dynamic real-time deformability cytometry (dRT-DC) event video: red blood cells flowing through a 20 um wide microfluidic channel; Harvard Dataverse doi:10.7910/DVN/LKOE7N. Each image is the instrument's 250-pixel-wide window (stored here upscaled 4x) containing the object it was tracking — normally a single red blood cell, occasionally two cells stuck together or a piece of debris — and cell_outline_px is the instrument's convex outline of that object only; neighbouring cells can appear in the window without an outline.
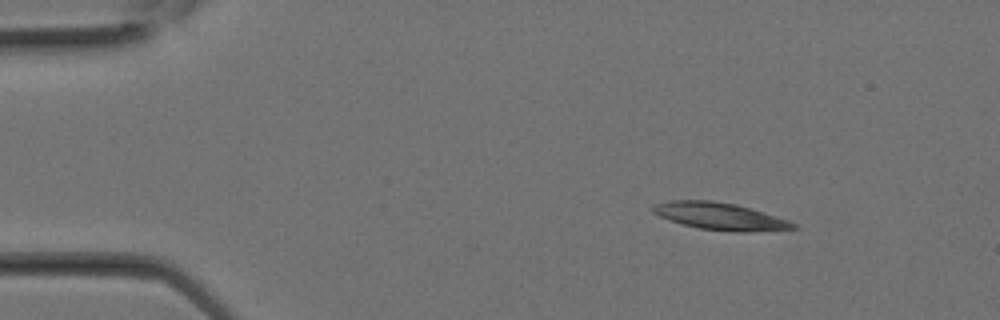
{"species": "Egyptian fruit bat (a non-hibernating species)", "species_latin": "Rousettus aegyptiacus", "temperature_condition": "room temperature", "stored_images_in_passage": 7, "camera_frame_rate_fps": 3000, "um_per_image_px": 0.085, "animal": {"sex": "female"}, "frame": {"image": 1, "passage_image": 1, "time_ms": 0.0, "image_size_px": [1000, 320], "cell_outline_px": [[800, 228], [744, 232], [736, 232], [700, 228], [668, 220], [652, 212], [652, 204], [668, 200], [712, 200], [736, 204], [788, 220], [796, 224]], "centroid_in_image_um": [61.16, 18.37], "position_along_channel_um": 23.8, "area_um2": 22.08}}
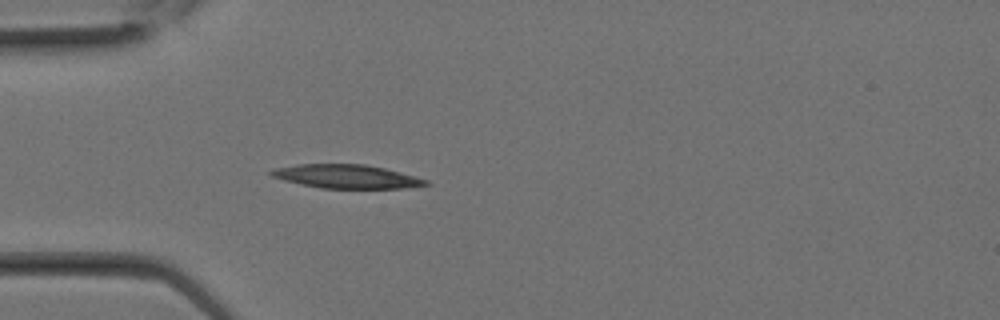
{"frame": {"image": 2, "passage_image": 5, "time_ms": 1.333, "image_size_px": [1000, 320], "cell_outline_px": [[432, 184], [404, 188], [320, 188], [300, 184], [284, 180], [272, 176], [268, 172], [276, 168], [296, 164], [364, 164], [384, 168], [400, 172], [428, 180]], "centroid_in_image_um": [29.46, 15.0], "position_along_channel_um": 55.5, "area_um2": 21.21}}
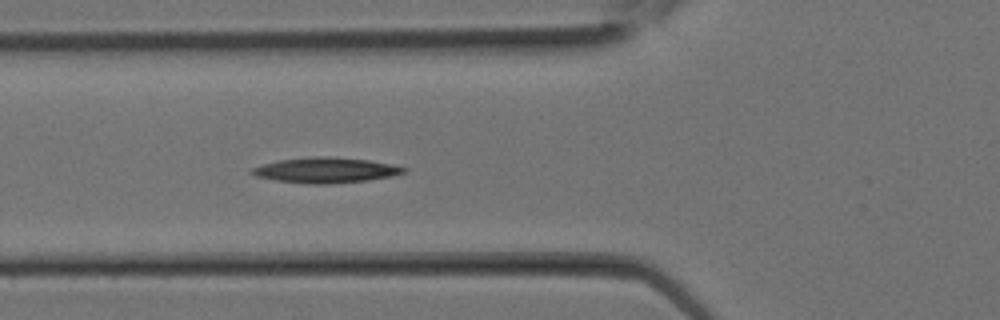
{"frame": {"image": 3, "passage_image": 7, "time_ms": 2.0, "image_size_px": [1000, 320], "cell_outline_px": [[408, 172], [392, 176], [368, 180], [332, 184], [308, 184], [276, 180], [256, 176], [248, 172], [252, 168], [264, 164], [280, 160], [316, 156], [328, 156], [368, 160], [392, 164], [408, 168]], "centroid_in_image_um": [27.73, 14.47], "position_along_channel_um": 98.1, "area_um2": 22.48}}